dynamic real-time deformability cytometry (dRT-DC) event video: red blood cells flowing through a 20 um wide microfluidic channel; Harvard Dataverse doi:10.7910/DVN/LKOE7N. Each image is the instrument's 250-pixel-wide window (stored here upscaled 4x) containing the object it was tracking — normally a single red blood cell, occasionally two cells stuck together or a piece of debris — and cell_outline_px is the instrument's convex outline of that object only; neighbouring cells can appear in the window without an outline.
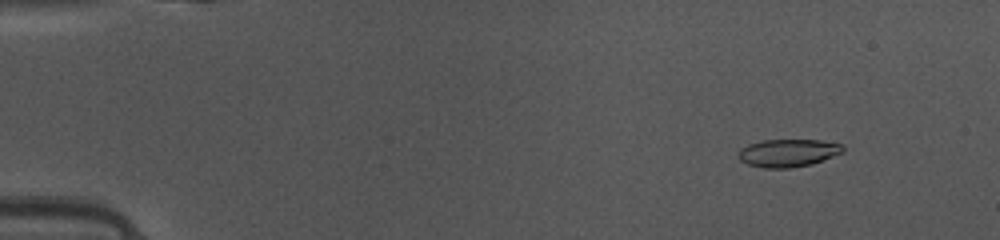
{"species": "common noctule bat (a hibernating species)", "species_latin": "Nyctalus noctula", "temperature_condition": "warm", "stored_images_in_passage": 49, "camera_frame_rate_fps": 3000, "um_per_image_px": 0.085, "animal": {"sex": "female", "body_mass_g": 10.0, "forearm_length_mm": 53.1}, "frame": {"image": 1, "passage_image": 6, "time_ms": 1.667, "image_size_px": [1000, 240], "cell_outline_px": [[844, 152], [812, 164], [792, 168], [764, 168], [748, 164], [740, 160], [736, 156], [740, 148], [748, 144], [764, 140], [820, 140], [844, 144]], "centroid_in_image_um": [66.98, 13.0], "position_along_channel_um": 18.0, "area_um2": 17.11}}
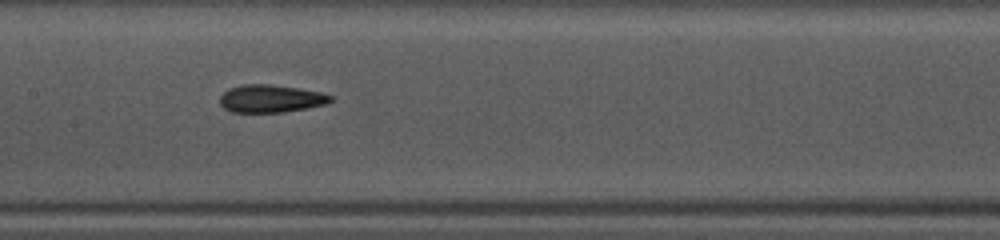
{"frame": {"image": 2, "passage_image": 25, "time_ms": 8.0, "image_size_px": [1000, 240], "cell_outline_px": [[332, 100], [328, 104], [284, 112], [232, 112], [224, 108], [220, 104], [220, 96], [228, 88], [244, 84], [268, 84], [296, 88], [320, 92], [332, 96]], "centroid_in_image_um": [23.0, 8.38], "position_along_channel_um": 184.4, "area_um2": 17.8}}
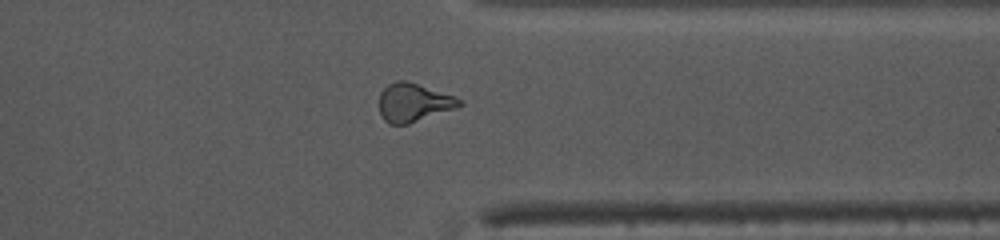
{"frame": {"image": 3, "passage_image": 39, "time_ms": 12.667, "image_size_px": [1000, 240], "cell_outline_px": [[464, 104], [456, 108], [408, 124], [388, 124], [384, 120], [380, 112], [380, 92], [388, 84], [396, 80], [408, 80], [464, 100]], "centroid_in_image_um": [35.16, 8.71], "position_along_channel_um": 376.2, "area_um2": 17.98}, "authors_computed_cell_mechanics": {"area_um2": 17.8602, "velocity_mm_per_s": 4.147, "shape_relaxation_time_tau1_ms": 3.8409, "shape_relaxation_time_tau2_ms": 1.9189, "deformation_change_tau1": 0.1525, "deformation_change_tau2": 0.0989}}